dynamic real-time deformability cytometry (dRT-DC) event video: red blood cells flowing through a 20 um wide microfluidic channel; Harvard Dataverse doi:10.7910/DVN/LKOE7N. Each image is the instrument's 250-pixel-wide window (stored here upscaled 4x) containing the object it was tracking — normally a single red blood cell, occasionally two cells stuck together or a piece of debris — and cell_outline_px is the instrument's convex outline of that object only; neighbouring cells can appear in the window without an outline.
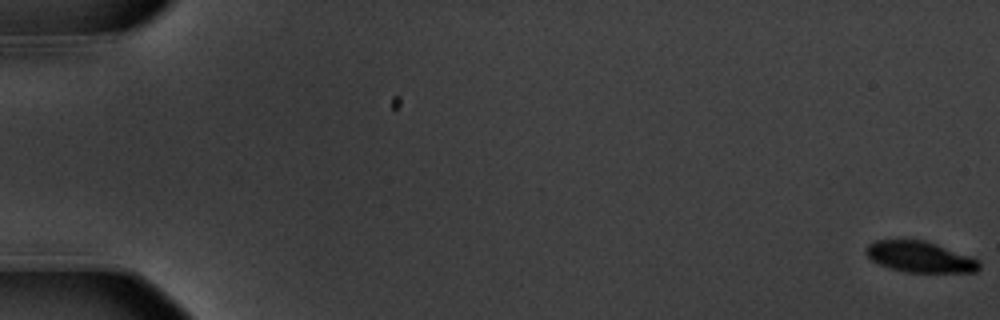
{"species": "common noctule bat (a hibernating species)", "species_latin": "Nyctalus noctula", "temperature_condition": "warm", "stored_images_in_passage": 60, "camera_frame_rate_fps": 3000, "um_per_image_px": 0.085, "animal": {"sex": "male", "body_mass_g": 20.1, "forearm_length_mm": 53.5}, "frame": {"image": 1, "passage_image": 1, "time_ms": 0.0, "image_size_px": [1000, 320], "cell_outline_px": [[980, 268], [976, 272], [904, 272], [888, 268], [872, 260], [868, 256], [868, 244], [876, 240], [924, 240], [972, 256], [980, 260]], "centroid_in_image_um": [78.25, 21.84], "position_along_channel_um": 6.7, "area_um2": 20.35}}
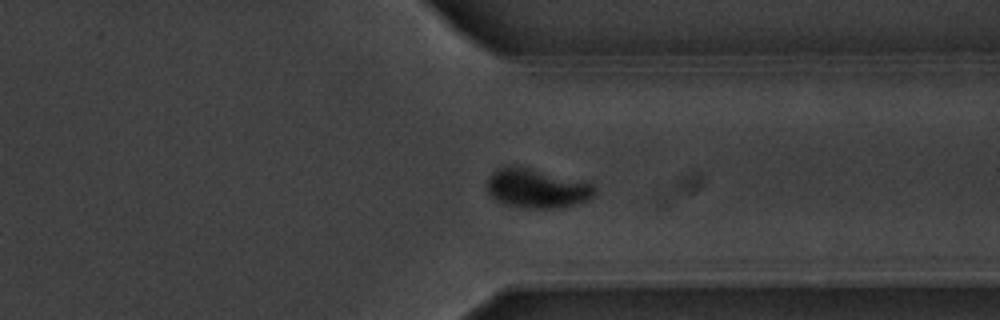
{"frame": {"image": 2, "passage_image": 46, "time_ms": 15.0, "image_size_px": [1000, 320], "cell_outline_px": [[596, 192], [588, 200], [564, 208], [528, 208], [504, 204], [496, 200], [488, 192], [488, 176], [496, 168], [508, 164], [528, 168], [592, 184], [596, 188]], "centroid_in_image_um": [45.59, 16.02], "position_along_channel_um": 365.8, "area_um2": 24.45}}
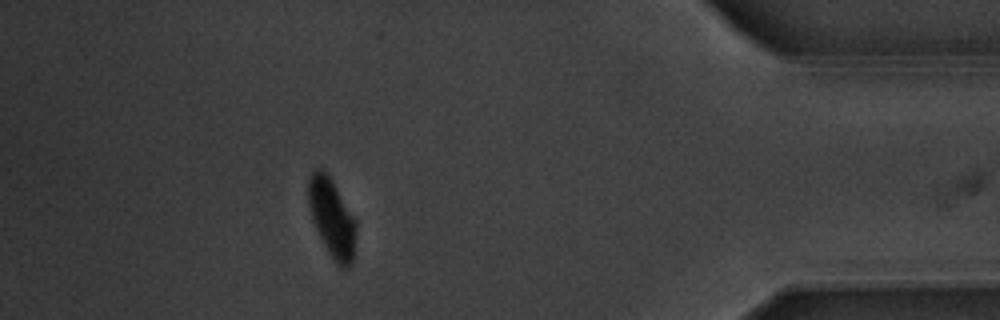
{"frame": {"image": 3, "passage_image": 53, "time_ms": 17.333, "image_size_px": [1000, 320], "cell_outline_px": [[356, 232], [352, 264], [348, 268], [344, 268], [336, 264], [328, 252], [312, 220], [308, 200], [308, 176], [316, 168], [324, 168], [328, 172], [356, 220]], "centroid_in_image_um": [28.21, 18.48], "position_along_channel_um": 407.0, "area_um2": 22.02}}